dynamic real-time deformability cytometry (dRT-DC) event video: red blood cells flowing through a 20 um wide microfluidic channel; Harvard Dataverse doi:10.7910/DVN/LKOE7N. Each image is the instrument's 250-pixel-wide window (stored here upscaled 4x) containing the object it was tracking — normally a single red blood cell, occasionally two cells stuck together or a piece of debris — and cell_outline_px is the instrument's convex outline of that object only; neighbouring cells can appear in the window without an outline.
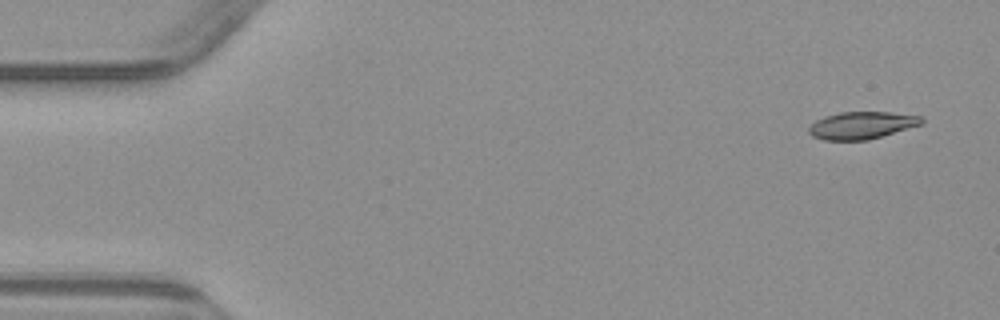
{"species": "common noctule bat (a hibernating species)", "species_latin": "Nyctalus noctula", "temperature_condition": "warm", "stored_images_in_passage": 5, "camera_frame_rate_fps": 3000, "um_per_image_px": 0.085, "animal": {"sex": "male", "body_mass_g": 23.1, "forearm_length_mm": 52.7}, "frame": {"image": 1, "passage_image": 1, "time_ms": 0.0, "image_size_px": [1000, 320], "cell_outline_px": [[924, 124], [868, 140], [824, 140], [812, 136], [808, 132], [808, 128], [816, 120], [824, 116], [840, 112], [892, 112], [924, 116]], "centroid_in_image_um": [73.29, 10.64], "position_along_channel_um": 11.7, "area_um2": 18.15}}
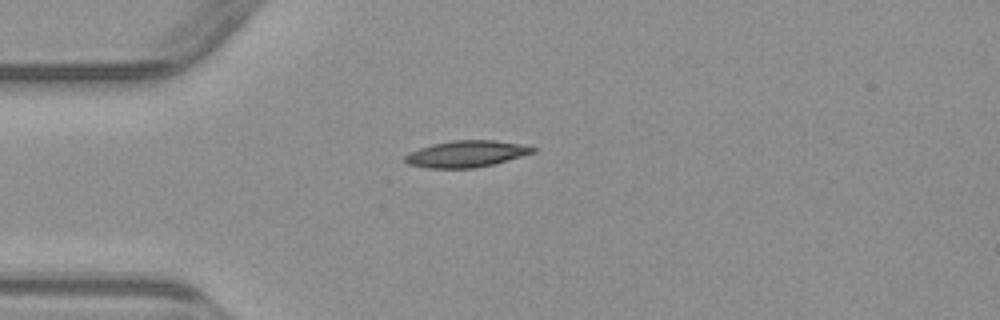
{"frame": {"image": 2, "passage_image": 4, "time_ms": 3.667, "image_size_px": [1000, 320], "cell_outline_px": [[536, 152], [492, 164], [476, 168], [428, 168], [408, 164], [404, 160], [404, 156], [408, 152], [432, 144], [452, 140], [496, 140], [528, 144], [536, 148]], "centroid_in_image_um": [39.66, 13.07], "position_along_channel_um": 45.3, "area_um2": 19.94}}